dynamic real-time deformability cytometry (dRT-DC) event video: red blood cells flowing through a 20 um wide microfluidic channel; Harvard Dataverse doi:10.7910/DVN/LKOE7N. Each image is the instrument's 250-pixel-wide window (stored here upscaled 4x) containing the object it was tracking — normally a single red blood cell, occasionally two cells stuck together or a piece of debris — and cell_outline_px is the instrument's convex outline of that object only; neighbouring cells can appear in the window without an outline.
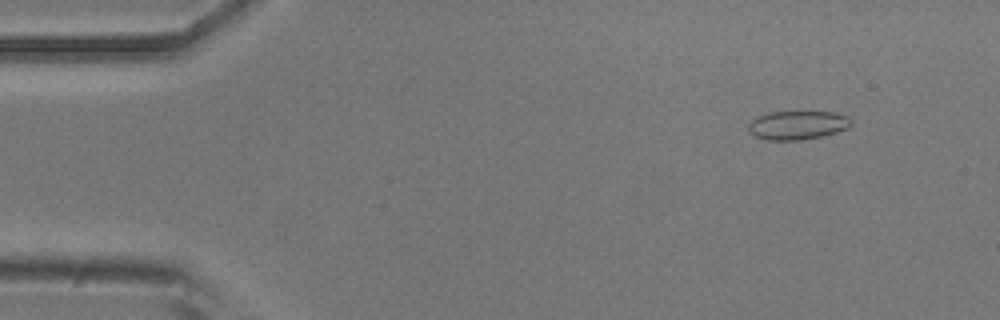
{"species": "common noctule bat (a hibernating species)", "species_latin": "Nyctalus noctula", "temperature_condition": "room temperature", "stored_images_in_passage": 14, "camera_frame_rate_fps": 3000, "um_per_image_px": 0.085, "animal": {"sex": "male", "body_mass_g": 20.5, "forearm_length_mm": 52.5}, "frame": {"image": 1, "passage_image": 14, "time_ms": 4.333, "image_size_px": [1000, 320], "cell_outline_px": [[852, 124], [848, 128], [824, 136], [800, 140], [764, 140], [752, 136], [748, 132], [748, 124], [752, 120], [768, 112], [796, 108], [832, 112], [848, 116], [852, 120]], "centroid_in_image_um": [67.78, 10.59], "position_along_channel_um": 17.2, "area_um2": 18.32}}